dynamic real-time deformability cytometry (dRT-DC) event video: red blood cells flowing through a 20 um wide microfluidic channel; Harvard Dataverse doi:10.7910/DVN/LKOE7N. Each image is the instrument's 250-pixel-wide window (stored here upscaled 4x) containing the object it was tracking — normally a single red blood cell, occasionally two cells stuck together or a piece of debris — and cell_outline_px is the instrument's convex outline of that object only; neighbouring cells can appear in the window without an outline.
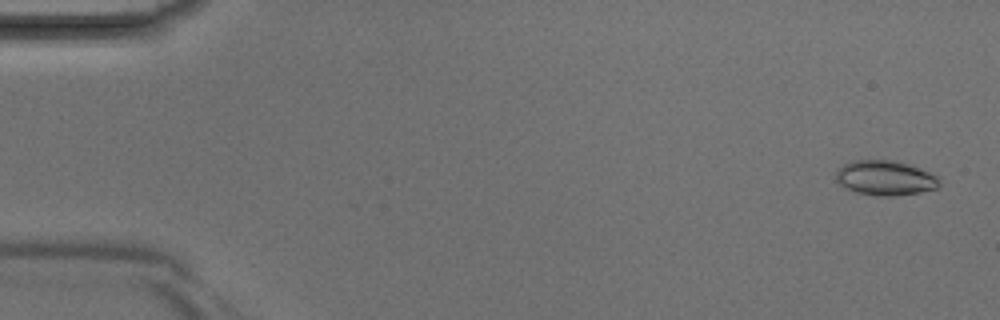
{"species": "Egyptian fruit bat (a non-hibernating species)", "species_latin": "Rousettus aegyptiacus", "temperature_condition": "room temperature", "stored_images_in_passage": 5, "segment_of_instrument_passage": [2, 2], "camera_frame_rate_fps": 3000, "um_per_image_px": 0.085, "animal": {"sex": "male"}, "frame": {"image": 1, "passage_image": 5, "time_ms": 1.333, "image_size_px": [1000, 320], "cell_outline_px": [[940, 184], [936, 188], [920, 192], [896, 196], [876, 196], [856, 192], [844, 188], [836, 180], [836, 168], [852, 160], [892, 160], [908, 164], [928, 172], [936, 176], [940, 180]], "centroid_in_image_um": [75.2, 15.13], "position_along_channel_um": 9.8, "area_um2": 21.04}}